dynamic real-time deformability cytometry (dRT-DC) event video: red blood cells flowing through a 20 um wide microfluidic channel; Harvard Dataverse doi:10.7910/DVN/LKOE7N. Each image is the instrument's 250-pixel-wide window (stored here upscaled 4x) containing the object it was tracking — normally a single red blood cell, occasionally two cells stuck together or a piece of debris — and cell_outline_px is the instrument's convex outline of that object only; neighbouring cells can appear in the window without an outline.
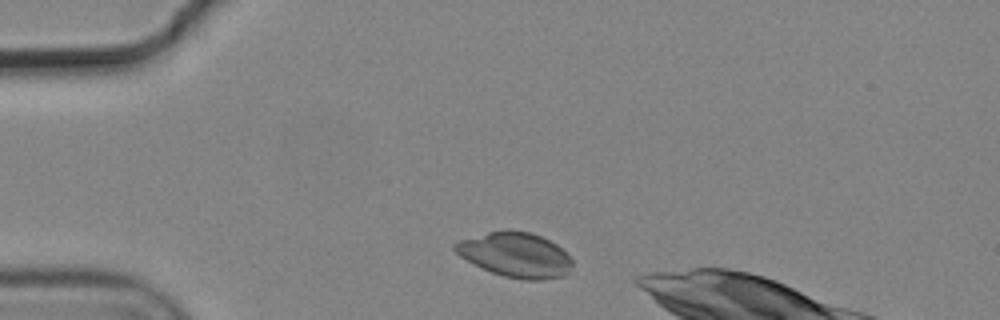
{"species": "common noctule bat (a hibernating species)", "species_latin": "Nyctalus noctula", "temperature_condition": "cold", "stored_images_in_passage": 2, "camera_frame_rate_fps": 3000, "um_per_image_px": 0.085, "animal": {"sex": "male", "body_mass_g": 19.2, "forearm_length_mm": 51.8}, "frame": {"image": 1, "passage_image": 1, "time_ms": 0.0, "image_size_px": [1000, 320], "cell_outline_px": [[572, 268], [564, 276], [544, 280], [524, 280], [504, 276], [492, 272], [460, 256], [452, 248], [452, 244], [460, 240], [488, 232], [528, 232], [540, 236], [556, 244], [572, 260]], "centroid_in_image_um": [43.83, 21.69], "position_along_channel_um": 41.2, "area_um2": 29.94}}